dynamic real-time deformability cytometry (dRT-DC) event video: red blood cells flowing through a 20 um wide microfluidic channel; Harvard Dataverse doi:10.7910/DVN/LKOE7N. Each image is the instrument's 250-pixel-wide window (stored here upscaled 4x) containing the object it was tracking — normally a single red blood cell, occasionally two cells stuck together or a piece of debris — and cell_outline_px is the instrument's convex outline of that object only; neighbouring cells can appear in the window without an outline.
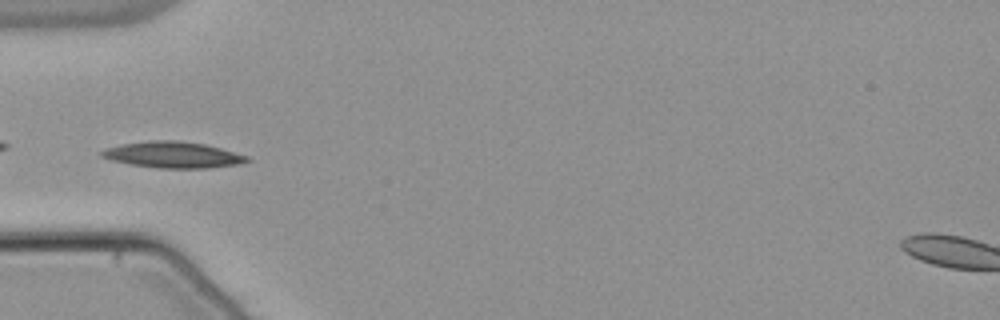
{"species": "common noctule bat (a hibernating species)", "species_latin": "Nyctalus noctula", "temperature_condition": "warm", "stored_images_in_passage": 37, "camera_frame_rate_fps": 3000, "um_per_image_px": 0.085, "animal": {"sex": "male", "body_mass_g": 21.5, "forearm_length_mm": 52.0}, "frame": {"image": 1, "passage_image": 1, "time_ms": 0.0, "image_size_px": [1000, 320], "cell_outline_px": [[252, 160], [236, 164], [208, 168], [156, 168], [128, 164], [112, 160], [100, 156], [100, 152], [108, 148], [124, 144], [152, 140], [176, 140], [204, 144], [220, 148], [248, 156]], "centroid_in_image_um": [14.7, 13.16], "position_along_channel_um": 70.3, "area_um2": 21.96}}
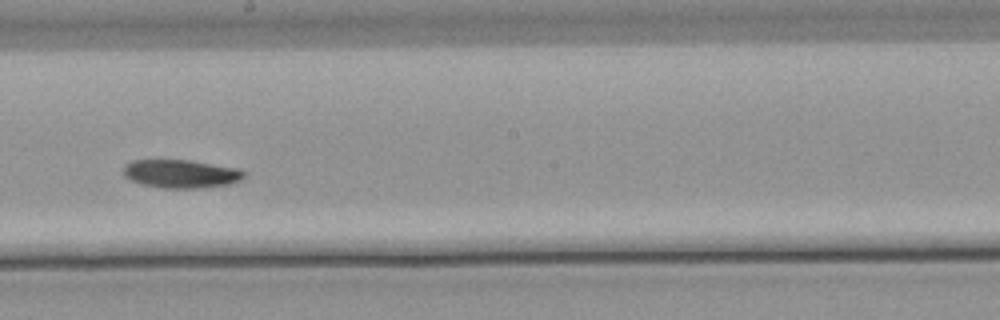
{"frame": {"image": 2, "passage_image": 14, "time_ms": 4.333, "image_size_px": [1000, 320], "cell_outline_px": [[244, 176], [240, 180], [228, 184], [200, 188], [160, 188], [140, 184], [124, 176], [124, 164], [132, 160], [188, 160], [236, 168], [244, 172]], "centroid_in_image_um": [15.33, 14.77], "position_along_channel_um": 232.9, "area_um2": 19.77}}
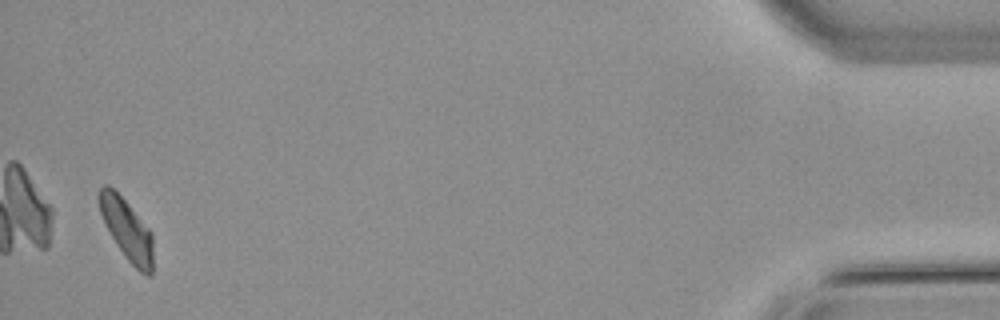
{"frame": {"image": 3, "passage_image": 36, "time_ms": 11.667, "image_size_px": [1000, 320], "cell_outline_px": [[152, 276], [148, 276], [140, 272], [128, 260], [116, 244], [104, 224], [100, 212], [96, 196], [100, 188], [104, 184], [108, 184], [128, 204], [152, 232]], "centroid_in_image_um": [10.75, 19.49], "position_along_channel_um": 424.5, "area_um2": 19.13}, "authors_computed_cell_mechanics": {"area_um2": 19.8254, "velocity_mm_per_s": 3.7717, "shape_relaxation_time_tau1_ms": 9.4878, "shape_relaxation_time_tau2_ms": null, "deformation_change_tau1": 0.1802, "deformation_change_tau2": null}}